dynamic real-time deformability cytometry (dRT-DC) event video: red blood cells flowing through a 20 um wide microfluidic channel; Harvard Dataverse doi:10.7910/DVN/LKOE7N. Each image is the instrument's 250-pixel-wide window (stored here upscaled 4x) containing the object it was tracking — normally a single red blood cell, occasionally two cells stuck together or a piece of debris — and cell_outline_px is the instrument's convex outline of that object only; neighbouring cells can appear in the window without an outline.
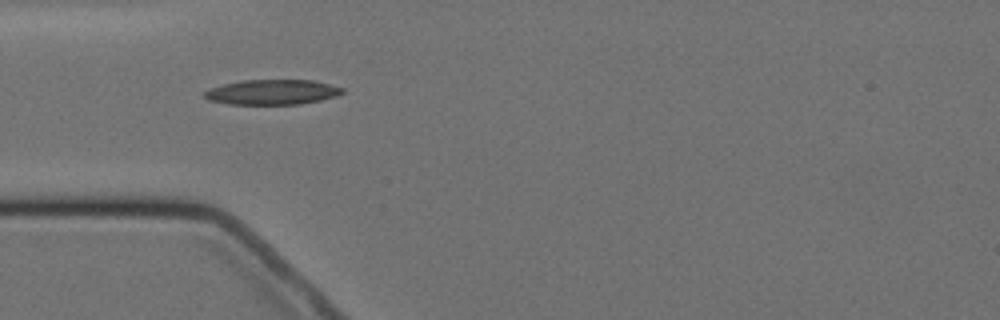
{"species": "Egyptian fruit bat (a non-hibernating species)", "species_latin": "Rousettus aegyptiacus", "temperature_condition": "cold", "stored_images_in_passage": 11, "camera_frame_rate_fps": 3000, "um_per_image_px": 0.085, "animal": {"sex": "female"}, "frame": {"image": 1, "passage_image": 4, "time_ms": 4.333, "image_size_px": [1000, 320], "cell_outline_px": [[344, 92], [336, 96], [320, 100], [300, 104], [228, 104], [208, 100], [204, 96], [204, 92], [212, 88], [224, 84], [240, 80], [312, 80], [344, 88]], "centroid_in_image_um": [23.14, 7.83], "position_along_channel_um": 61.9, "area_um2": 20.0}}
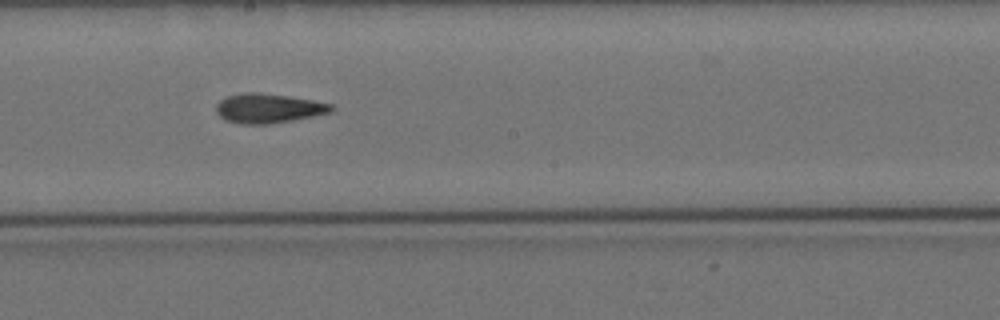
{"frame": {"image": 2, "passage_image": 8, "time_ms": 9.0, "image_size_px": [1000, 320], "cell_outline_px": [[332, 108], [328, 112], [312, 116], [292, 120], [268, 124], [240, 124], [228, 120], [220, 116], [216, 112], [216, 104], [220, 100], [228, 96], [240, 92], [252, 92], [288, 96], [312, 100], [332, 104]], "centroid_in_image_um": [22.75, 9.2], "position_along_channel_um": 225.4, "area_um2": 19.42}}
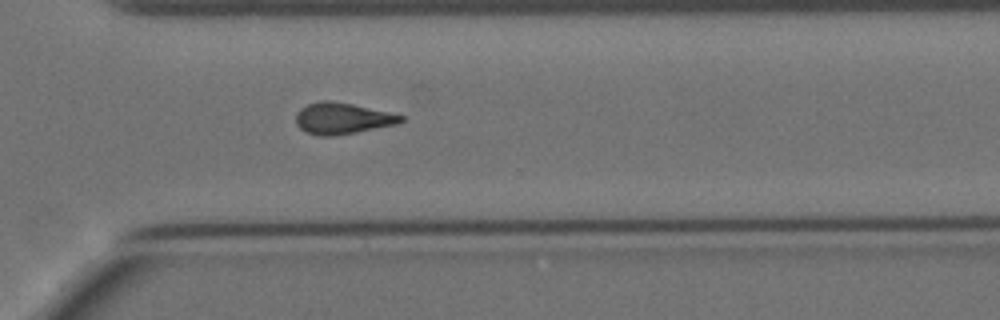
{"frame": {"image": 3, "passage_image": 11, "time_ms": 12.333, "image_size_px": [1000, 320], "cell_outline_px": [[404, 120], [396, 124], [336, 136], [320, 136], [304, 132], [296, 124], [296, 112], [300, 108], [308, 104], [320, 100], [332, 100], [352, 104], [388, 112], [404, 116]], "centroid_in_image_um": [29.04, 10.06], "position_along_channel_um": 341.6, "area_um2": 19.19}}